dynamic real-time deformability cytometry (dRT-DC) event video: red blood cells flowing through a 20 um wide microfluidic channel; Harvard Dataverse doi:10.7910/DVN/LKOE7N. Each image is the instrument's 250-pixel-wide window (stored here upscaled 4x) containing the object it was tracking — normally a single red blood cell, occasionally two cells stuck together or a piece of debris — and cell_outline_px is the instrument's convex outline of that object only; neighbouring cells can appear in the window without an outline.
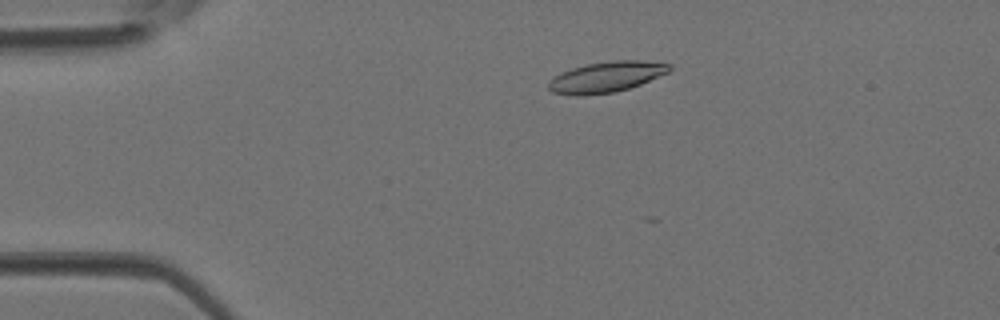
{"species": "Egyptian fruit bat (a non-hibernating species)", "species_latin": "Rousettus aegyptiacus", "temperature_condition": "room temperature", "stored_images_in_passage": 3, "camera_frame_rate_fps": 3000, "um_per_image_px": 0.085, "animal": {"sex": "female"}, "frame": {"image": 1, "passage_image": 2, "time_ms": 0.333, "image_size_px": [1000, 320], "cell_outline_px": [[672, 68], [668, 72], [640, 84], [616, 92], [580, 96], [576, 96], [552, 92], [548, 88], [548, 80], [560, 72], [572, 68], [588, 64], [612, 60], [640, 60], [672, 64]], "centroid_in_image_um": [51.5, 6.54], "position_along_channel_um": 33.5, "area_um2": 21.68}}